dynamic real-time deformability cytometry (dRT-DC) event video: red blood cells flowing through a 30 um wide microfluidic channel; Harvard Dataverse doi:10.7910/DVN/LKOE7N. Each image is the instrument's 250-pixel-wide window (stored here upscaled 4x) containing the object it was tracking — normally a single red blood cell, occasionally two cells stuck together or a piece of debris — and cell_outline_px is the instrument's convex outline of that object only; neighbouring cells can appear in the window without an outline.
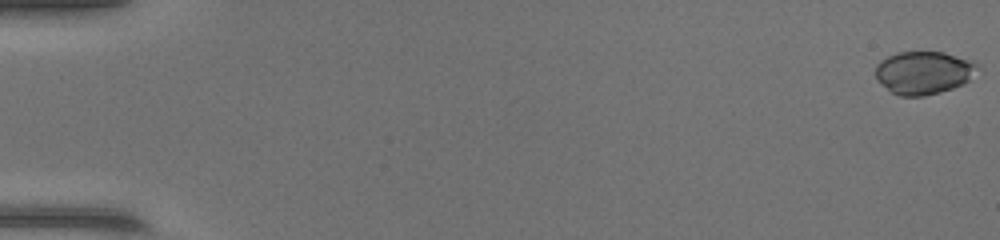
{"species": "common noctule bat (a hibernating species)", "species_latin": "Nyctalus noctula", "temperature_condition": "warm", "stored_images_in_passage": 49, "camera_frame_rate_fps": 3000, "um_per_image_px": 0.085, "animal": {"sex": "female", "body_mass_g": 17.0, "forearm_length_mm": 48.0}, "frame": {"image": 1, "passage_image": 1, "time_ms": 0.0, "image_size_px": [1000, 240], "cell_outline_px": [[980, 68], [964, 84], [940, 92], [924, 96], [900, 96], [892, 92], [876, 80], [876, 64], [880, 60], [896, 52], [944, 52], [976, 60], [980, 64]], "centroid_in_image_um": [78.55, 6.16], "position_along_channel_um": 6.4, "area_um2": 25.89}}
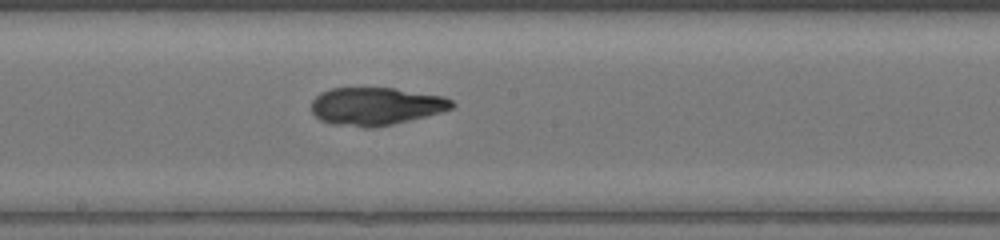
{"frame": {"image": 2, "passage_image": 28, "time_ms": 9.0, "image_size_px": [1000, 240], "cell_outline_px": [[456, 104], [452, 108], [440, 112], [392, 124], [372, 128], [364, 128], [332, 124], [320, 120], [312, 112], [312, 100], [320, 92], [332, 88], [396, 88], [444, 96], [452, 100]], "centroid_in_image_um": [31.94, 9.02], "position_along_channel_um": 216.3, "area_um2": 30.98}}
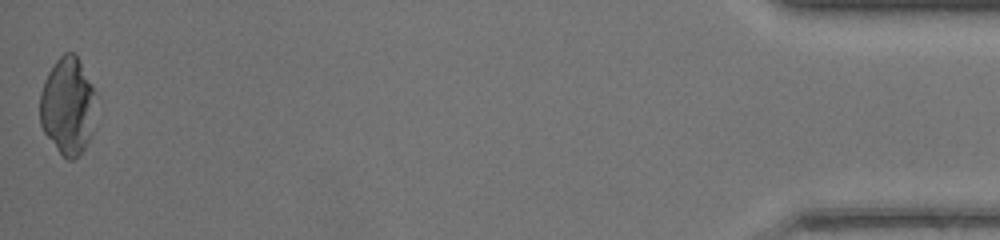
{"frame": {"image": 3, "passage_image": 49, "time_ms": 16.0, "image_size_px": [1000, 240], "cell_outline_px": [[96, 92], [92, 132], [84, 148], [72, 160], [68, 160], [56, 148], [44, 132], [40, 124], [40, 92], [44, 80], [48, 72], [56, 60], [64, 52], [76, 52]], "centroid_in_image_um": [5.75, 8.96], "position_along_channel_um": 429.4, "area_um2": 31.85}}